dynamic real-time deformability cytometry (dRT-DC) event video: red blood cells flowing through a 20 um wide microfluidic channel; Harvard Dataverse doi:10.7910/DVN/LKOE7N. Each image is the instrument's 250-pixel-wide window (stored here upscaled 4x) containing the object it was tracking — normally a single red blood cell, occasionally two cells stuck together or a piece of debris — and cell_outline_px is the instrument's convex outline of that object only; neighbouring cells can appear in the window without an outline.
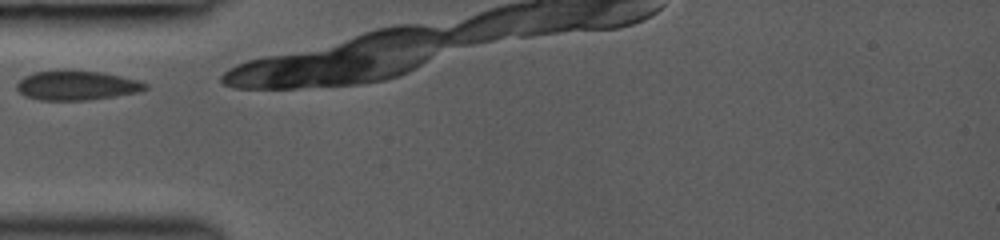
{"species": "common noctule bat (a hibernating species)", "species_latin": "Nyctalus noctula", "temperature_condition": "room temperature", "stored_images_in_passage": 6, "camera_frame_rate_fps": 3000, "um_per_image_px": 0.085, "animal": {"sex": "female", "body_mass_g": 19.0, "forearm_length_mm": 53.3}, "frame": {"image": 1, "passage_image": 1, "time_ms": 0.0, "image_size_px": [1000, 240], "cell_outline_px": [[148, 88], [140, 92], [88, 100], [40, 100], [24, 96], [16, 88], [16, 84], [24, 76], [32, 72], [64, 68], [100, 72], [140, 80], [148, 84]], "centroid_in_image_um": [6.5, 7.23], "position_along_channel_um": 78.5, "area_um2": 22.6}}
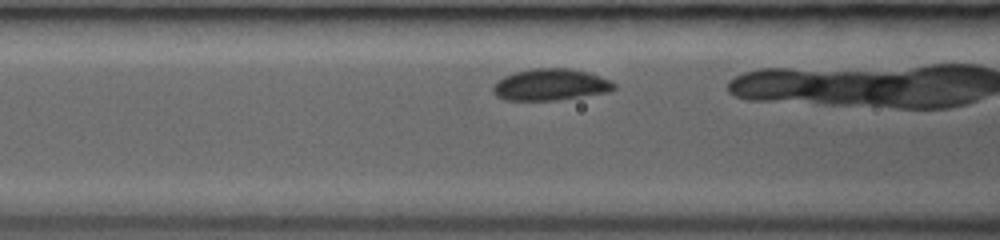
{"frame": {"image": 2, "passage_image": 4, "time_ms": 1.0, "image_size_px": [1000, 240], "cell_outline_px": [[616, 88], [612, 92], [560, 100], [504, 100], [496, 96], [492, 92], [492, 84], [496, 80], [504, 76], [516, 72], [532, 68], [568, 68], [588, 72], [612, 80], [616, 84]], "centroid_in_image_um": [46.81, 7.2], "position_along_channel_um": 119.8, "area_um2": 22.77}}